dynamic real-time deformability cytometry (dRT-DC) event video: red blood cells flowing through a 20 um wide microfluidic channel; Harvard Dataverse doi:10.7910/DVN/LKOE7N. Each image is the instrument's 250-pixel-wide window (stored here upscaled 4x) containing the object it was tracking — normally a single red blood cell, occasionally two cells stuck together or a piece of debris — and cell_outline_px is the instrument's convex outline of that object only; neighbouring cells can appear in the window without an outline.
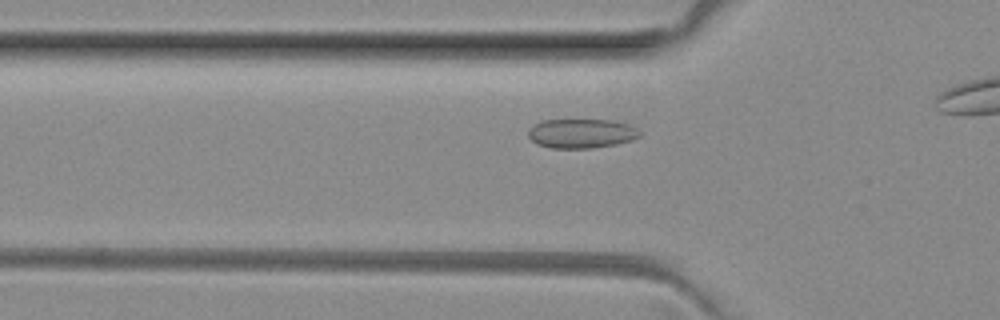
{"species": "common noctule bat (a hibernating species)", "species_latin": "Nyctalus noctula", "temperature_condition": "room temperature", "stored_images_in_passage": 13, "camera_frame_rate_fps": 3000, "um_per_image_px": 0.085, "animal": {"sex": "female", "body_mass_g": 29.2, "forearm_length_mm": 56.3}, "frame": {"image": 1, "passage_image": 9, "time_ms": 2.667, "image_size_px": [1000, 320], "cell_outline_px": [[640, 136], [632, 140], [616, 144], [592, 148], [552, 148], [536, 144], [528, 136], [528, 128], [532, 124], [540, 120], [612, 120], [628, 124], [636, 128], [640, 132]], "centroid_in_image_um": [49.38, 11.34], "position_along_channel_um": 76.4, "area_um2": 19.19}}
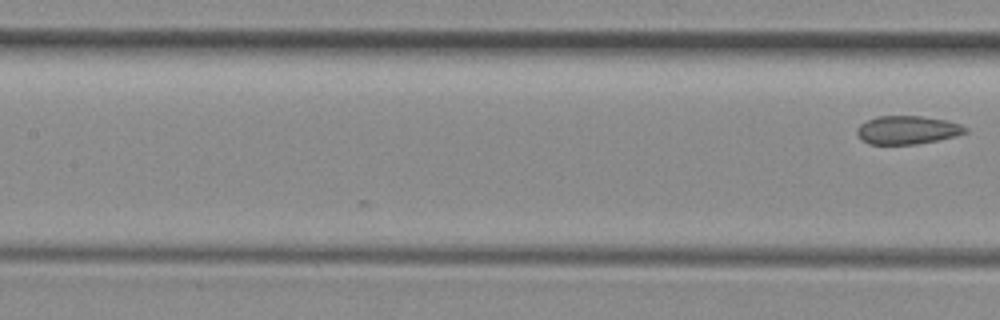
{"frame": {"image": 2, "passage_image": 13, "time_ms": 4.0, "image_size_px": [1000, 320], "cell_outline_px": [[968, 132], [956, 136], [916, 144], [868, 144], [860, 140], [856, 132], [860, 124], [876, 116], [920, 116], [948, 120], [960, 124], [968, 128]], "centroid_in_image_um": [77.12, 11.05], "position_along_channel_um": 130.3, "area_um2": 17.98}}